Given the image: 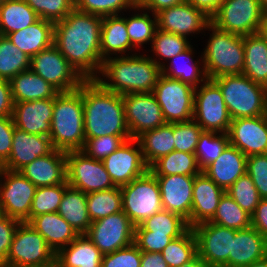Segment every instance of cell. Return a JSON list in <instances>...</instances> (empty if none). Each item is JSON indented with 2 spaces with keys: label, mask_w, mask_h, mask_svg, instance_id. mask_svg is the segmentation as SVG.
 Returning <instances> with one entry per match:
<instances>
[{
  "label": "cell",
  "mask_w": 267,
  "mask_h": 267,
  "mask_svg": "<svg viewBox=\"0 0 267 267\" xmlns=\"http://www.w3.org/2000/svg\"><path fill=\"white\" fill-rule=\"evenodd\" d=\"M102 20L74 8L63 20L54 23L53 44L84 80L95 79L101 69Z\"/></svg>",
  "instance_id": "1"
},
{
  "label": "cell",
  "mask_w": 267,
  "mask_h": 267,
  "mask_svg": "<svg viewBox=\"0 0 267 267\" xmlns=\"http://www.w3.org/2000/svg\"><path fill=\"white\" fill-rule=\"evenodd\" d=\"M79 87L83 90L85 138L130 135L123 95L106 90L95 79L84 80Z\"/></svg>",
  "instance_id": "2"
},
{
  "label": "cell",
  "mask_w": 267,
  "mask_h": 267,
  "mask_svg": "<svg viewBox=\"0 0 267 267\" xmlns=\"http://www.w3.org/2000/svg\"><path fill=\"white\" fill-rule=\"evenodd\" d=\"M129 55L130 52L103 60L95 80L106 90L119 95L153 92L161 75V67L148 55Z\"/></svg>",
  "instance_id": "3"
},
{
  "label": "cell",
  "mask_w": 267,
  "mask_h": 267,
  "mask_svg": "<svg viewBox=\"0 0 267 267\" xmlns=\"http://www.w3.org/2000/svg\"><path fill=\"white\" fill-rule=\"evenodd\" d=\"M51 143L54 149L82 150L85 145L83 90L60 92L54 99L51 121Z\"/></svg>",
  "instance_id": "4"
},
{
  "label": "cell",
  "mask_w": 267,
  "mask_h": 267,
  "mask_svg": "<svg viewBox=\"0 0 267 267\" xmlns=\"http://www.w3.org/2000/svg\"><path fill=\"white\" fill-rule=\"evenodd\" d=\"M205 30L212 31L200 57L208 79L242 74L245 60L243 36L220 30L211 23Z\"/></svg>",
  "instance_id": "5"
},
{
  "label": "cell",
  "mask_w": 267,
  "mask_h": 267,
  "mask_svg": "<svg viewBox=\"0 0 267 267\" xmlns=\"http://www.w3.org/2000/svg\"><path fill=\"white\" fill-rule=\"evenodd\" d=\"M220 88L231 119L267 114V88L244 74L212 79Z\"/></svg>",
  "instance_id": "6"
},
{
  "label": "cell",
  "mask_w": 267,
  "mask_h": 267,
  "mask_svg": "<svg viewBox=\"0 0 267 267\" xmlns=\"http://www.w3.org/2000/svg\"><path fill=\"white\" fill-rule=\"evenodd\" d=\"M55 252L29 223L21 222L6 258V267H54Z\"/></svg>",
  "instance_id": "7"
},
{
  "label": "cell",
  "mask_w": 267,
  "mask_h": 267,
  "mask_svg": "<svg viewBox=\"0 0 267 267\" xmlns=\"http://www.w3.org/2000/svg\"><path fill=\"white\" fill-rule=\"evenodd\" d=\"M122 211L136 226L163 210L160 187L156 176L148 170L129 184L120 187Z\"/></svg>",
  "instance_id": "8"
},
{
  "label": "cell",
  "mask_w": 267,
  "mask_h": 267,
  "mask_svg": "<svg viewBox=\"0 0 267 267\" xmlns=\"http://www.w3.org/2000/svg\"><path fill=\"white\" fill-rule=\"evenodd\" d=\"M264 14L259 0H224L210 19L220 30L246 36L260 32Z\"/></svg>",
  "instance_id": "9"
},
{
  "label": "cell",
  "mask_w": 267,
  "mask_h": 267,
  "mask_svg": "<svg viewBox=\"0 0 267 267\" xmlns=\"http://www.w3.org/2000/svg\"><path fill=\"white\" fill-rule=\"evenodd\" d=\"M200 85L195 88L193 120L203 131L228 133L232 119L219 86L212 79Z\"/></svg>",
  "instance_id": "10"
},
{
  "label": "cell",
  "mask_w": 267,
  "mask_h": 267,
  "mask_svg": "<svg viewBox=\"0 0 267 267\" xmlns=\"http://www.w3.org/2000/svg\"><path fill=\"white\" fill-rule=\"evenodd\" d=\"M152 93L161 107L166 123L193 120L195 88L191 85L161 74Z\"/></svg>",
  "instance_id": "11"
},
{
  "label": "cell",
  "mask_w": 267,
  "mask_h": 267,
  "mask_svg": "<svg viewBox=\"0 0 267 267\" xmlns=\"http://www.w3.org/2000/svg\"><path fill=\"white\" fill-rule=\"evenodd\" d=\"M66 175L68 185L85 194L116 187L103 162L88 157L81 150L66 152Z\"/></svg>",
  "instance_id": "12"
},
{
  "label": "cell",
  "mask_w": 267,
  "mask_h": 267,
  "mask_svg": "<svg viewBox=\"0 0 267 267\" xmlns=\"http://www.w3.org/2000/svg\"><path fill=\"white\" fill-rule=\"evenodd\" d=\"M36 188L20 171L5 169L0 177V213L28 223Z\"/></svg>",
  "instance_id": "13"
},
{
  "label": "cell",
  "mask_w": 267,
  "mask_h": 267,
  "mask_svg": "<svg viewBox=\"0 0 267 267\" xmlns=\"http://www.w3.org/2000/svg\"><path fill=\"white\" fill-rule=\"evenodd\" d=\"M30 69L59 92L75 91L84 81L54 44L30 58Z\"/></svg>",
  "instance_id": "14"
},
{
  "label": "cell",
  "mask_w": 267,
  "mask_h": 267,
  "mask_svg": "<svg viewBox=\"0 0 267 267\" xmlns=\"http://www.w3.org/2000/svg\"><path fill=\"white\" fill-rule=\"evenodd\" d=\"M135 225L120 211L91 223L86 236L103 255L134 243Z\"/></svg>",
  "instance_id": "15"
},
{
  "label": "cell",
  "mask_w": 267,
  "mask_h": 267,
  "mask_svg": "<svg viewBox=\"0 0 267 267\" xmlns=\"http://www.w3.org/2000/svg\"><path fill=\"white\" fill-rule=\"evenodd\" d=\"M192 230L197 241V255L209 267H228L232 238L237 230L209 221L193 226Z\"/></svg>",
  "instance_id": "16"
},
{
  "label": "cell",
  "mask_w": 267,
  "mask_h": 267,
  "mask_svg": "<svg viewBox=\"0 0 267 267\" xmlns=\"http://www.w3.org/2000/svg\"><path fill=\"white\" fill-rule=\"evenodd\" d=\"M102 162L112 182L118 187L129 184L149 170L140 143L135 138L125 141Z\"/></svg>",
  "instance_id": "17"
},
{
  "label": "cell",
  "mask_w": 267,
  "mask_h": 267,
  "mask_svg": "<svg viewBox=\"0 0 267 267\" xmlns=\"http://www.w3.org/2000/svg\"><path fill=\"white\" fill-rule=\"evenodd\" d=\"M126 122L131 138L143 132L166 124L160 105L151 93H130L123 95Z\"/></svg>",
  "instance_id": "18"
},
{
  "label": "cell",
  "mask_w": 267,
  "mask_h": 267,
  "mask_svg": "<svg viewBox=\"0 0 267 267\" xmlns=\"http://www.w3.org/2000/svg\"><path fill=\"white\" fill-rule=\"evenodd\" d=\"M229 143L245 156L267 153V114L233 119L228 131Z\"/></svg>",
  "instance_id": "19"
},
{
  "label": "cell",
  "mask_w": 267,
  "mask_h": 267,
  "mask_svg": "<svg viewBox=\"0 0 267 267\" xmlns=\"http://www.w3.org/2000/svg\"><path fill=\"white\" fill-rule=\"evenodd\" d=\"M158 29L164 32L190 36L198 34L211 23V19L201 10L184 3L164 8L156 13Z\"/></svg>",
  "instance_id": "20"
},
{
  "label": "cell",
  "mask_w": 267,
  "mask_h": 267,
  "mask_svg": "<svg viewBox=\"0 0 267 267\" xmlns=\"http://www.w3.org/2000/svg\"><path fill=\"white\" fill-rule=\"evenodd\" d=\"M195 176L180 174L156 176L163 210L177 213L186 220L190 218Z\"/></svg>",
  "instance_id": "21"
},
{
  "label": "cell",
  "mask_w": 267,
  "mask_h": 267,
  "mask_svg": "<svg viewBox=\"0 0 267 267\" xmlns=\"http://www.w3.org/2000/svg\"><path fill=\"white\" fill-rule=\"evenodd\" d=\"M54 150L48 135H36L14 128L12 149L5 169L20 171L38 157L48 155Z\"/></svg>",
  "instance_id": "22"
},
{
  "label": "cell",
  "mask_w": 267,
  "mask_h": 267,
  "mask_svg": "<svg viewBox=\"0 0 267 267\" xmlns=\"http://www.w3.org/2000/svg\"><path fill=\"white\" fill-rule=\"evenodd\" d=\"M54 99L14 102L15 127L30 134L50 136Z\"/></svg>",
  "instance_id": "23"
},
{
  "label": "cell",
  "mask_w": 267,
  "mask_h": 267,
  "mask_svg": "<svg viewBox=\"0 0 267 267\" xmlns=\"http://www.w3.org/2000/svg\"><path fill=\"white\" fill-rule=\"evenodd\" d=\"M226 191L219 187L203 171L195 176L192 190L191 216L188 226L209 221L215 214L219 201Z\"/></svg>",
  "instance_id": "24"
},
{
  "label": "cell",
  "mask_w": 267,
  "mask_h": 267,
  "mask_svg": "<svg viewBox=\"0 0 267 267\" xmlns=\"http://www.w3.org/2000/svg\"><path fill=\"white\" fill-rule=\"evenodd\" d=\"M20 172L37 188L63 184L67 180L66 152L54 149L24 166Z\"/></svg>",
  "instance_id": "25"
},
{
  "label": "cell",
  "mask_w": 267,
  "mask_h": 267,
  "mask_svg": "<svg viewBox=\"0 0 267 267\" xmlns=\"http://www.w3.org/2000/svg\"><path fill=\"white\" fill-rule=\"evenodd\" d=\"M267 256V239L252 226L237 230L232 238L228 267H244Z\"/></svg>",
  "instance_id": "26"
},
{
  "label": "cell",
  "mask_w": 267,
  "mask_h": 267,
  "mask_svg": "<svg viewBox=\"0 0 267 267\" xmlns=\"http://www.w3.org/2000/svg\"><path fill=\"white\" fill-rule=\"evenodd\" d=\"M247 156L230 144L203 172L225 191L246 173Z\"/></svg>",
  "instance_id": "27"
},
{
  "label": "cell",
  "mask_w": 267,
  "mask_h": 267,
  "mask_svg": "<svg viewBox=\"0 0 267 267\" xmlns=\"http://www.w3.org/2000/svg\"><path fill=\"white\" fill-rule=\"evenodd\" d=\"M28 223L44 237L55 254L78 236V233L57 212L37 215Z\"/></svg>",
  "instance_id": "28"
},
{
  "label": "cell",
  "mask_w": 267,
  "mask_h": 267,
  "mask_svg": "<svg viewBox=\"0 0 267 267\" xmlns=\"http://www.w3.org/2000/svg\"><path fill=\"white\" fill-rule=\"evenodd\" d=\"M102 257L86 234H81L56 253L55 267H101Z\"/></svg>",
  "instance_id": "29"
},
{
  "label": "cell",
  "mask_w": 267,
  "mask_h": 267,
  "mask_svg": "<svg viewBox=\"0 0 267 267\" xmlns=\"http://www.w3.org/2000/svg\"><path fill=\"white\" fill-rule=\"evenodd\" d=\"M6 36L19 50L31 58L53 44L54 23L39 18L25 29Z\"/></svg>",
  "instance_id": "30"
},
{
  "label": "cell",
  "mask_w": 267,
  "mask_h": 267,
  "mask_svg": "<svg viewBox=\"0 0 267 267\" xmlns=\"http://www.w3.org/2000/svg\"><path fill=\"white\" fill-rule=\"evenodd\" d=\"M245 76L267 88V39L260 33L243 36Z\"/></svg>",
  "instance_id": "31"
},
{
  "label": "cell",
  "mask_w": 267,
  "mask_h": 267,
  "mask_svg": "<svg viewBox=\"0 0 267 267\" xmlns=\"http://www.w3.org/2000/svg\"><path fill=\"white\" fill-rule=\"evenodd\" d=\"M127 32L125 17L112 15L103 17L101 24L100 53L101 59L110 58L111 55L125 54L129 50L132 52Z\"/></svg>",
  "instance_id": "32"
},
{
  "label": "cell",
  "mask_w": 267,
  "mask_h": 267,
  "mask_svg": "<svg viewBox=\"0 0 267 267\" xmlns=\"http://www.w3.org/2000/svg\"><path fill=\"white\" fill-rule=\"evenodd\" d=\"M14 102L55 98L60 92L31 69L10 80Z\"/></svg>",
  "instance_id": "33"
},
{
  "label": "cell",
  "mask_w": 267,
  "mask_h": 267,
  "mask_svg": "<svg viewBox=\"0 0 267 267\" xmlns=\"http://www.w3.org/2000/svg\"><path fill=\"white\" fill-rule=\"evenodd\" d=\"M192 47L193 46L190 45L185 51L172 57L171 60H169V62L171 61L170 64L168 63L169 66L164 64L161 67V74L171 79L181 80L183 83L189 84L193 88H197L199 84L205 82L208 77L204 66H202V68L200 67V61L193 60L192 55L194 51ZM180 60L181 62H178ZM183 61H185L184 64Z\"/></svg>",
  "instance_id": "34"
},
{
  "label": "cell",
  "mask_w": 267,
  "mask_h": 267,
  "mask_svg": "<svg viewBox=\"0 0 267 267\" xmlns=\"http://www.w3.org/2000/svg\"><path fill=\"white\" fill-rule=\"evenodd\" d=\"M78 233L86 234L92 221L87 210L86 194L81 190L68 186L57 211Z\"/></svg>",
  "instance_id": "35"
},
{
  "label": "cell",
  "mask_w": 267,
  "mask_h": 267,
  "mask_svg": "<svg viewBox=\"0 0 267 267\" xmlns=\"http://www.w3.org/2000/svg\"><path fill=\"white\" fill-rule=\"evenodd\" d=\"M136 139L140 143L143 158L148 167L175 150L173 123H166L158 128L147 130Z\"/></svg>",
  "instance_id": "36"
},
{
  "label": "cell",
  "mask_w": 267,
  "mask_h": 267,
  "mask_svg": "<svg viewBox=\"0 0 267 267\" xmlns=\"http://www.w3.org/2000/svg\"><path fill=\"white\" fill-rule=\"evenodd\" d=\"M38 19L25 0H4L0 4V35L25 29Z\"/></svg>",
  "instance_id": "37"
},
{
  "label": "cell",
  "mask_w": 267,
  "mask_h": 267,
  "mask_svg": "<svg viewBox=\"0 0 267 267\" xmlns=\"http://www.w3.org/2000/svg\"><path fill=\"white\" fill-rule=\"evenodd\" d=\"M149 170L155 176L168 175H198L202 172L198 165L195 153H186L174 150L156 160Z\"/></svg>",
  "instance_id": "38"
},
{
  "label": "cell",
  "mask_w": 267,
  "mask_h": 267,
  "mask_svg": "<svg viewBox=\"0 0 267 267\" xmlns=\"http://www.w3.org/2000/svg\"><path fill=\"white\" fill-rule=\"evenodd\" d=\"M86 198L88 215L92 222L122 211V193L118 186L88 193Z\"/></svg>",
  "instance_id": "39"
},
{
  "label": "cell",
  "mask_w": 267,
  "mask_h": 267,
  "mask_svg": "<svg viewBox=\"0 0 267 267\" xmlns=\"http://www.w3.org/2000/svg\"><path fill=\"white\" fill-rule=\"evenodd\" d=\"M209 222L236 230L251 227V215L244 211L227 192L219 201L214 216Z\"/></svg>",
  "instance_id": "40"
},
{
  "label": "cell",
  "mask_w": 267,
  "mask_h": 267,
  "mask_svg": "<svg viewBox=\"0 0 267 267\" xmlns=\"http://www.w3.org/2000/svg\"><path fill=\"white\" fill-rule=\"evenodd\" d=\"M189 228L186 219L167 210H161L135 226V230H149L159 235H183Z\"/></svg>",
  "instance_id": "41"
},
{
  "label": "cell",
  "mask_w": 267,
  "mask_h": 267,
  "mask_svg": "<svg viewBox=\"0 0 267 267\" xmlns=\"http://www.w3.org/2000/svg\"><path fill=\"white\" fill-rule=\"evenodd\" d=\"M30 69V58L19 50L7 36L0 35V79L10 81Z\"/></svg>",
  "instance_id": "42"
},
{
  "label": "cell",
  "mask_w": 267,
  "mask_h": 267,
  "mask_svg": "<svg viewBox=\"0 0 267 267\" xmlns=\"http://www.w3.org/2000/svg\"><path fill=\"white\" fill-rule=\"evenodd\" d=\"M136 10H141L143 13L137 12L136 14L131 15V17H125V22L131 45L135 49H137V47L139 49L144 43H152L158 26L156 14L152 13L154 18L152 20L148 11H144V9L139 8L138 6L134 7V11Z\"/></svg>",
  "instance_id": "43"
},
{
  "label": "cell",
  "mask_w": 267,
  "mask_h": 267,
  "mask_svg": "<svg viewBox=\"0 0 267 267\" xmlns=\"http://www.w3.org/2000/svg\"><path fill=\"white\" fill-rule=\"evenodd\" d=\"M161 253L169 267L181 266L191 261L197 255V241L192 228L172 239Z\"/></svg>",
  "instance_id": "44"
},
{
  "label": "cell",
  "mask_w": 267,
  "mask_h": 267,
  "mask_svg": "<svg viewBox=\"0 0 267 267\" xmlns=\"http://www.w3.org/2000/svg\"><path fill=\"white\" fill-rule=\"evenodd\" d=\"M228 133H217L214 131H202L200 134L195 155L201 170L203 171L210 163L229 145Z\"/></svg>",
  "instance_id": "45"
},
{
  "label": "cell",
  "mask_w": 267,
  "mask_h": 267,
  "mask_svg": "<svg viewBox=\"0 0 267 267\" xmlns=\"http://www.w3.org/2000/svg\"><path fill=\"white\" fill-rule=\"evenodd\" d=\"M188 41V37L182 35H176L173 33H168L157 29L155 36L152 40L151 48L156 58L152 60L162 67L165 62L160 60L164 58L165 61L171 60L172 57L178 55L179 53L185 51L191 44ZM159 57V58H158ZM157 58L159 60H157ZM161 58V59H160Z\"/></svg>",
  "instance_id": "46"
},
{
  "label": "cell",
  "mask_w": 267,
  "mask_h": 267,
  "mask_svg": "<svg viewBox=\"0 0 267 267\" xmlns=\"http://www.w3.org/2000/svg\"><path fill=\"white\" fill-rule=\"evenodd\" d=\"M68 186L66 180L63 184L36 188L30 210V220L40 214L56 213Z\"/></svg>",
  "instance_id": "47"
},
{
  "label": "cell",
  "mask_w": 267,
  "mask_h": 267,
  "mask_svg": "<svg viewBox=\"0 0 267 267\" xmlns=\"http://www.w3.org/2000/svg\"><path fill=\"white\" fill-rule=\"evenodd\" d=\"M229 196L248 214L252 215L262 199L252 178L245 173L240 176L227 190Z\"/></svg>",
  "instance_id": "48"
},
{
  "label": "cell",
  "mask_w": 267,
  "mask_h": 267,
  "mask_svg": "<svg viewBox=\"0 0 267 267\" xmlns=\"http://www.w3.org/2000/svg\"><path fill=\"white\" fill-rule=\"evenodd\" d=\"M135 6L136 0H75V9L102 18L121 15L123 10H132Z\"/></svg>",
  "instance_id": "49"
},
{
  "label": "cell",
  "mask_w": 267,
  "mask_h": 267,
  "mask_svg": "<svg viewBox=\"0 0 267 267\" xmlns=\"http://www.w3.org/2000/svg\"><path fill=\"white\" fill-rule=\"evenodd\" d=\"M131 135H105L95 138H85L83 151L88 157L103 161L108 155L117 150Z\"/></svg>",
  "instance_id": "50"
},
{
  "label": "cell",
  "mask_w": 267,
  "mask_h": 267,
  "mask_svg": "<svg viewBox=\"0 0 267 267\" xmlns=\"http://www.w3.org/2000/svg\"><path fill=\"white\" fill-rule=\"evenodd\" d=\"M39 18L56 23L74 8L75 0H25Z\"/></svg>",
  "instance_id": "51"
},
{
  "label": "cell",
  "mask_w": 267,
  "mask_h": 267,
  "mask_svg": "<svg viewBox=\"0 0 267 267\" xmlns=\"http://www.w3.org/2000/svg\"><path fill=\"white\" fill-rule=\"evenodd\" d=\"M203 129L194 121L173 123L174 148L177 151L195 153Z\"/></svg>",
  "instance_id": "52"
},
{
  "label": "cell",
  "mask_w": 267,
  "mask_h": 267,
  "mask_svg": "<svg viewBox=\"0 0 267 267\" xmlns=\"http://www.w3.org/2000/svg\"><path fill=\"white\" fill-rule=\"evenodd\" d=\"M141 257L142 251L133 243L126 248L103 255L101 267H140Z\"/></svg>",
  "instance_id": "53"
},
{
  "label": "cell",
  "mask_w": 267,
  "mask_h": 267,
  "mask_svg": "<svg viewBox=\"0 0 267 267\" xmlns=\"http://www.w3.org/2000/svg\"><path fill=\"white\" fill-rule=\"evenodd\" d=\"M246 173L262 199L267 198V153L247 157Z\"/></svg>",
  "instance_id": "54"
},
{
  "label": "cell",
  "mask_w": 267,
  "mask_h": 267,
  "mask_svg": "<svg viewBox=\"0 0 267 267\" xmlns=\"http://www.w3.org/2000/svg\"><path fill=\"white\" fill-rule=\"evenodd\" d=\"M181 235H159L152 234L149 230H135L134 244L142 252H159L170 243L172 239L178 238Z\"/></svg>",
  "instance_id": "55"
},
{
  "label": "cell",
  "mask_w": 267,
  "mask_h": 267,
  "mask_svg": "<svg viewBox=\"0 0 267 267\" xmlns=\"http://www.w3.org/2000/svg\"><path fill=\"white\" fill-rule=\"evenodd\" d=\"M21 221L0 213V267H6L15 231Z\"/></svg>",
  "instance_id": "56"
},
{
  "label": "cell",
  "mask_w": 267,
  "mask_h": 267,
  "mask_svg": "<svg viewBox=\"0 0 267 267\" xmlns=\"http://www.w3.org/2000/svg\"><path fill=\"white\" fill-rule=\"evenodd\" d=\"M14 120L12 116L0 118V159L5 163L12 149L14 133Z\"/></svg>",
  "instance_id": "57"
},
{
  "label": "cell",
  "mask_w": 267,
  "mask_h": 267,
  "mask_svg": "<svg viewBox=\"0 0 267 267\" xmlns=\"http://www.w3.org/2000/svg\"><path fill=\"white\" fill-rule=\"evenodd\" d=\"M14 100L11 91V83L0 79V118L13 115Z\"/></svg>",
  "instance_id": "58"
},
{
  "label": "cell",
  "mask_w": 267,
  "mask_h": 267,
  "mask_svg": "<svg viewBox=\"0 0 267 267\" xmlns=\"http://www.w3.org/2000/svg\"><path fill=\"white\" fill-rule=\"evenodd\" d=\"M251 226L267 239V198L260 200L251 215Z\"/></svg>",
  "instance_id": "59"
},
{
  "label": "cell",
  "mask_w": 267,
  "mask_h": 267,
  "mask_svg": "<svg viewBox=\"0 0 267 267\" xmlns=\"http://www.w3.org/2000/svg\"><path fill=\"white\" fill-rule=\"evenodd\" d=\"M187 0H136V6L144 10H149L154 14L158 13L160 10L168 7H172Z\"/></svg>",
  "instance_id": "60"
},
{
  "label": "cell",
  "mask_w": 267,
  "mask_h": 267,
  "mask_svg": "<svg viewBox=\"0 0 267 267\" xmlns=\"http://www.w3.org/2000/svg\"><path fill=\"white\" fill-rule=\"evenodd\" d=\"M224 0H187L189 4L196 7L211 18L221 6Z\"/></svg>",
  "instance_id": "61"
},
{
  "label": "cell",
  "mask_w": 267,
  "mask_h": 267,
  "mask_svg": "<svg viewBox=\"0 0 267 267\" xmlns=\"http://www.w3.org/2000/svg\"><path fill=\"white\" fill-rule=\"evenodd\" d=\"M140 267H169L162 253L142 252Z\"/></svg>",
  "instance_id": "62"
},
{
  "label": "cell",
  "mask_w": 267,
  "mask_h": 267,
  "mask_svg": "<svg viewBox=\"0 0 267 267\" xmlns=\"http://www.w3.org/2000/svg\"><path fill=\"white\" fill-rule=\"evenodd\" d=\"M177 267H209V266L201 257L196 255L191 261Z\"/></svg>",
  "instance_id": "63"
},
{
  "label": "cell",
  "mask_w": 267,
  "mask_h": 267,
  "mask_svg": "<svg viewBox=\"0 0 267 267\" xmlns=\"http://www.w3.org/2000/svg\"><path fill=\"white\" fill-rule=\"evenodd\" d=\"M244 267H267V256Z\"/></svg>",
  "instance_id": "64"
},
{
  "label": "cell",
  "mask_w": 267,
  "mask_h": 267,
  "mask_svg": "<svg viewBox=\"0 0 267 267\" xmlns=\"http://www.w3.org/2000/svg\"><path fill=\"white\" fill-rule=\"evenodd\" d=\"M260 33L267 39V13L264 14Z\"/></svg>",
  "instance_id": "65"
},
{
  "label": "cell",
  "mask_w": 267,
  "mask_h": 267,
  "mask_svg": "<svg viewBox=\"0 0 267 267\" xmlns=\"http://www.w3.org/2000/svg\"><path fill=\"white\" fill-rule=\"evenodd\" d=\"M260 7L264 13H267V0H259Z\"/></svg>",
  "instance_id": "66"
},
{
  "label": "cell",
  "mask_w": 267,
  "mask_h": 267,
  "mask_svg": "<svg viewBox=\"0 0 267 267\" xmlns=\"http://www.w3.org/2000/svg\"><path fill=\"white\" fill-rule=\"evenodd\" d=\"M5 170L4 162L0 159V177L3 175Z\"/></svg>",
  "instance_id": "67"
}]
</instances>
